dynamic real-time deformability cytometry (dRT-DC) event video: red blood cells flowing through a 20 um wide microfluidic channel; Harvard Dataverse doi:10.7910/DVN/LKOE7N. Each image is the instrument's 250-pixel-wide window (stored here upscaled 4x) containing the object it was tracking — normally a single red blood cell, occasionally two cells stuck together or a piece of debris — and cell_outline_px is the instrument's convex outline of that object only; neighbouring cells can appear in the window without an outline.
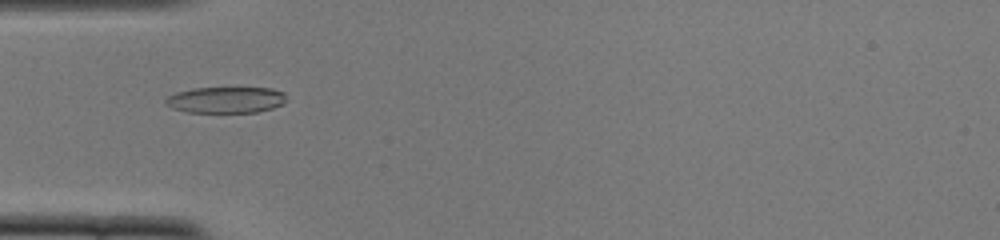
{"species": "common noctule bat (a hibernating species)", "species_latin": "Nyctalus noctula", "temperature_condition": "cold", "stored_images_in_passage": 51, "camera_frame_rate_fps": 3000, "um_per_image_px": 0.085, "animal": {"sex": "female", "body_mass_g": 22.0, "forearm_length_mm": 56.7}, "frame": {"image": 1, "passage_image": 16, "time_ms": 5.0, "image_size_px": [1000, 240], "cell_outline_px": [[288, 100], [284, 104], [272, 108], [256, 112], [188, 112], [172, 108], [164, 104], [164, 100], [168, 96], [176, 92], [192, 88], [272, 88], [284, 92]], "centroid_in_image_um": [19.21, 8.48], "position_along_channel_um": 65.8, "area_um2": 18.61}}
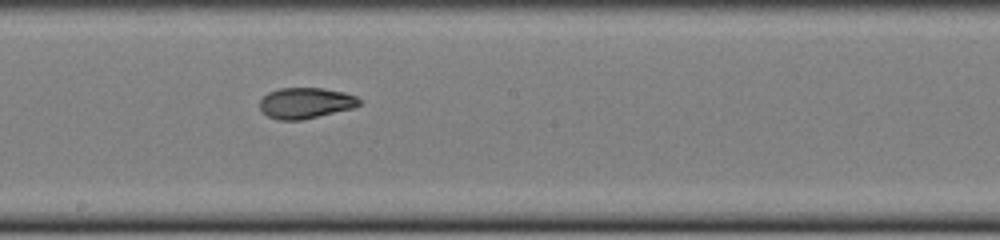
{"frame": {"image": 2, "passage_image": 28, "time_ms": 9.0, "image_size_px": [1000, 240], "cell_outline_px": [[360, 104], [352, 108], [300, 120], [280, 120], [268, 116], [260, 108], [260, 100], [268, 92], [280, 88], [324, 88], [344, 92], [356, 96], [360, 100]], "centroid_in_image_um": [25.97, 8.74], "position_along_channel_um": 222.2, "area_um2": 17.69}}
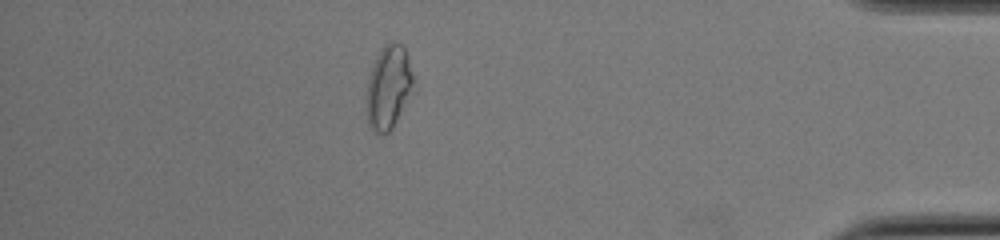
{"frame": {"image": 3, "passage_image": 45, "time_ms": 14.667, "image_size_px": [1000, 240], "cell_outline_px": [[416, 88], [392, 128], [388, 132], [372, 132], [368, 124], [368, 76], [372, 64], [380, 48], [388, 40], [392, 40], [400, 44], [404, 48], [412, 72]], "centroid_in_image_um": [33.05, 7.37], "position_along_channel_um": 402.1, "area_um2": 22.95}, "authors_computed_cell_mechanics": {"area_um2": 18.6694, "velocity_mm_per_s": 3.9154, "shape_relaxation_time_tau1_ms": 7.56, "shape_relaxation_time_tau2_ms": 1.6457, "deformation_change_tau1": 0.1877, "deformation_change_tau2": 0.0729}}